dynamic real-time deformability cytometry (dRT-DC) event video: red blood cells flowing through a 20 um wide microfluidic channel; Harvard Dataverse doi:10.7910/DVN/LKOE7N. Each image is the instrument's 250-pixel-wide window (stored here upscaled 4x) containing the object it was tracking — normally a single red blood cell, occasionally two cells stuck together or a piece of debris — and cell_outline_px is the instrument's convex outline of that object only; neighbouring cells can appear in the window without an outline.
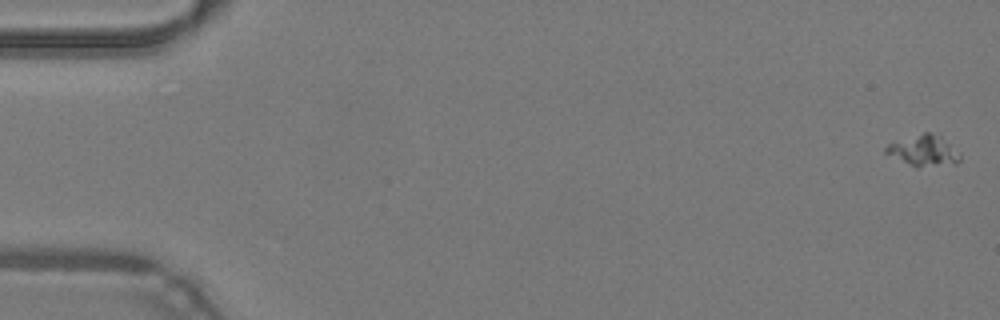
{"species": "common noctule bat (a hibernating species)", "species_latin": "Nyctalus noctula", "temperature_condition": "warm", "stored_images_in_passage": 40, "camera_frame_rate_fps": 3000, "um_per_image_px": 0.085, "animal": {"sex": "male", "body_mass_g": 19.2, "forearm_length_mm": 51.8}, "frame": {"image": 1, "passage_image": 1, "time_ms": 0.0, "image_size_px": [1000, 320], "cell_outline_px": [[960, 160], [956, 164], [916, 168], [884, 152], [884, 148], [888, 144], [924, 132], [940, 132], [960, 152]], "centroid_in_image_um": [78.59, 12.79], "position_along_channel_um": 6.4, "area_um2": 13.76}}
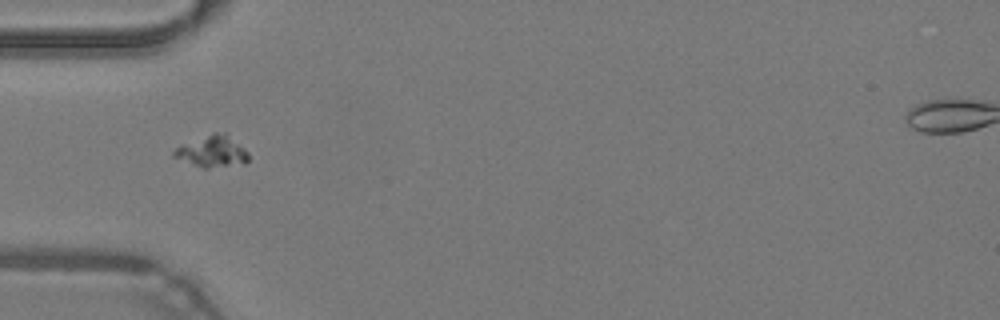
{"frame": {"image": 2, "passage_image": 17, "time_ms": 5.333, "image_size_px": [1000, 320], "cell_outline_px": [[248, 160], [244, 164], [208, 168], [204, 168], [172, 156], [172, 152], [176, 148], [184, 144], [212, 132], [224, 132], [244, 148], [248, 152]], "centroid_in_image_um": [18.06, 12.87], "position_along_channel_um": 66.9, "area_um2": 13.47}}
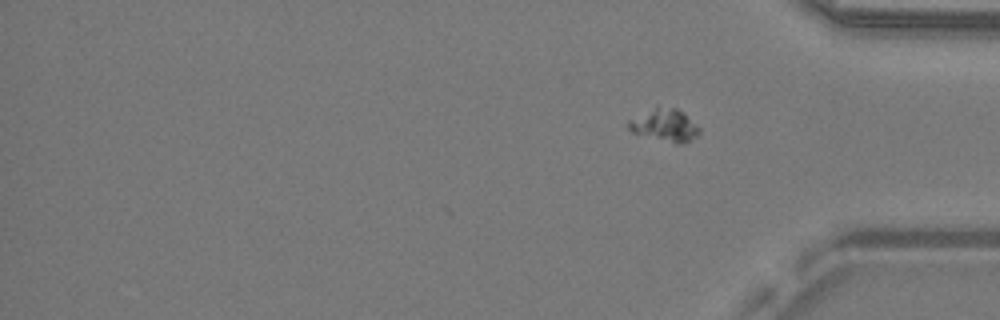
{"frame": {"image": 3, "passage_image": 40, "time_ms": 13.0, "image_size_px": [1000, 320], "cell_outline_px": [[700, 132], [696, 136], [684, 144], [676, 144], [632, 132], [628, 128], [628, 120], [656, 104], [676, 108], [696, 124], [700, 128]], "centroid_in_image_um": [56.47, 10.61], "position_along_channel_um": 378.7, "area_um2": 13.58}}